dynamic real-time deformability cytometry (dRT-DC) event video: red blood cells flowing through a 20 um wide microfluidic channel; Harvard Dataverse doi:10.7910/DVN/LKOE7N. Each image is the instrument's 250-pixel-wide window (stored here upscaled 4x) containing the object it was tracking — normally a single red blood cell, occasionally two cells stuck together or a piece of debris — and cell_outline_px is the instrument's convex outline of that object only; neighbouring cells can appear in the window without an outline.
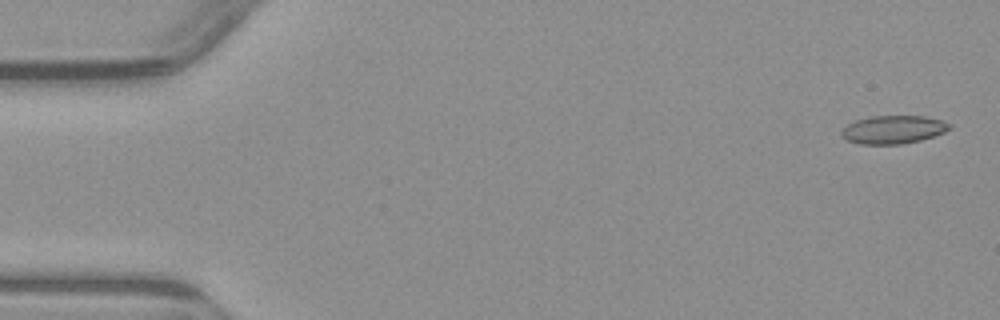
{"species": "common noctule bat (a hibernating species)", "species_latin": "Nyctalus noctula", "temperature_condition": "warm", "stored_images_in_passage": 4, "camera_frame_rate_fps": 3000, "um_per_image_px": 0.085, "animal": {"sex": "male", "body_mass_g": 23.1, "forearm_length_mm": 52.7}, "frame": {"image": 1, "passage_image": 1, "time_ms": 0.0, "image_size_px": [1000, 320], "cell_outline_px": [[952, 128], [944, 132], [920, 140], [900, 144], [860, 144], [844, 140], [840, 136], [840, 132], [848, 124], [856, 120], [872, 116], [924, 116], [940, 120], [952, 124]], "centroid_in_image_um": [75.9, 11.02], "position_along_channel_um": 9.1, "area_um2": 17.74}}
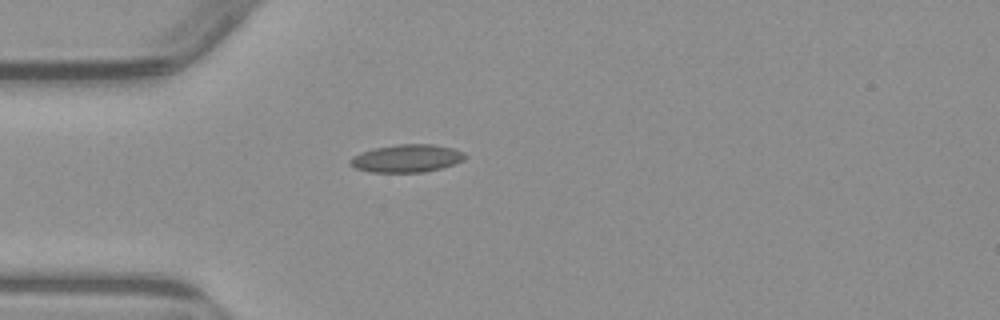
{"frame": {"image": 2, "passage_image": 4, "time_ms": 4.333, "image_size_px": [1000, 320], "cell_outline_px": [[468, 156], [464, 160], [440, 168], [424, 172], [368, 172], [356, 168], [348, 164], [348, 160], [352, 156], [360, 152], [372, 148], [396, 144], [432, 144], [452, 148], [464, 152]], "centroid_in_image_um": [34.53, 13.45], "position_along_channel_um": 50.5, "area_um2": 18.79}}